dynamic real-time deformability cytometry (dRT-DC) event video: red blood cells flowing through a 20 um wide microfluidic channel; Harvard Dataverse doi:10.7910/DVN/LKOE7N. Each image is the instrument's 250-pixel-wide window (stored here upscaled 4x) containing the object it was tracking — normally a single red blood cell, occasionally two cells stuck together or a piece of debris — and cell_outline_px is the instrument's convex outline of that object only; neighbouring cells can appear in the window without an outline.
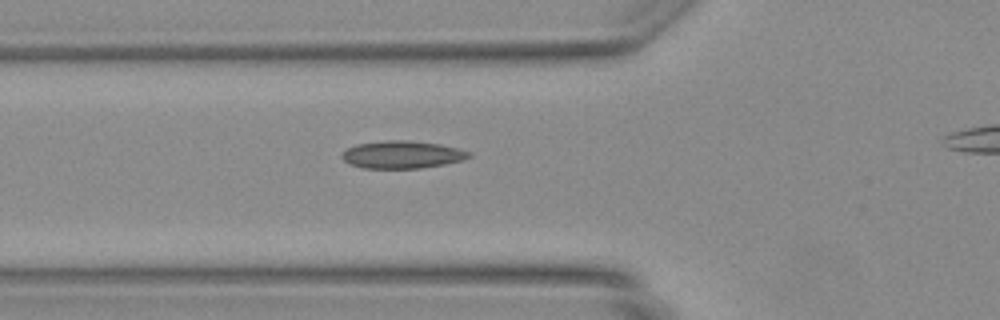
{"species": "Egyptian fruit bat (a non-hibernating species)", "species_latin": "Rousettus aegyptiacus", "temperature_condition": "warm", "stored_images_in_passage": 14, "camera_frame_rate_fps": 3000, "um_per_image_px": 0.085, "animal": {"sex": "female"}, "frame": {"image": 1, "passage_image": 14, "time_ms": 4.333, "image_size_px": [1000, 320], "cell_outline_px": [[472, 156], [460, 160], [444, 164], [420, 168], [364, 168], [348, 164], [340, 156], [348, 148], [356, 144], [392, 140], [404, 140], [440, 144], [472, 152]], "centroid_in_image_um": [34.17, 13.15], "position_along_channel_um": 91.6, "area_um2": 20.17}}